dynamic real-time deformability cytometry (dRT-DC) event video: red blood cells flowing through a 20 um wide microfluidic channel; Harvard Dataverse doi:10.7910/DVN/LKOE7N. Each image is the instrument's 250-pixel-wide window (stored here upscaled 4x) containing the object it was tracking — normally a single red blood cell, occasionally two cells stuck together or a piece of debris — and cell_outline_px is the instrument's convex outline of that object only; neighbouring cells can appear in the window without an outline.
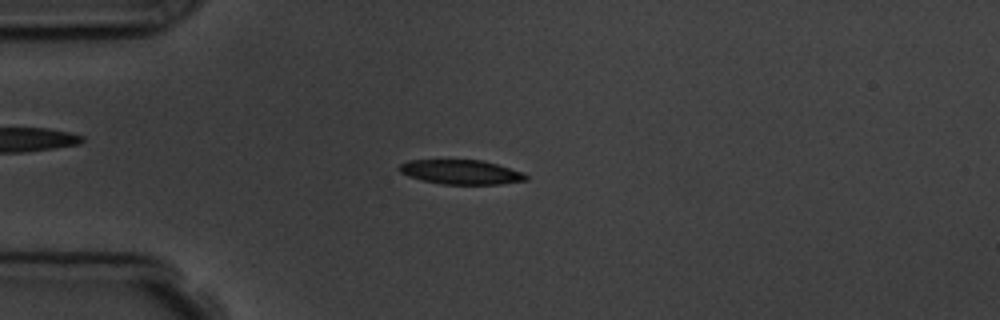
{"species": "common noctule bat (a hibernating species)", "species_latin": "Nyctalus noctula", "temperature_condition": "room temperature", "stored_images_in_passage": 7, "camera_frame_rate_fps": 3000, "um_per_image_px": 0.085, "animal": {"sex": "male", "body_mass_g": 19.5, "forearm_length_mm": 54.6}, "frame": {"image": 1, "passage_image": 4, "time_ms": 3.333, "image_size_px": [1000, 320], "cell_outline_px": [[528, 180], [500, 184], [440, 184], [408, 176], [400, 172], [396, 168], [400, 164], [408, 160], [484, 160], [524, 172], [528, 176]], "centroid_in_image_um": [39.2, 14.62], "position_along_channel_um": 45.8, "area_um2": 18.15}}
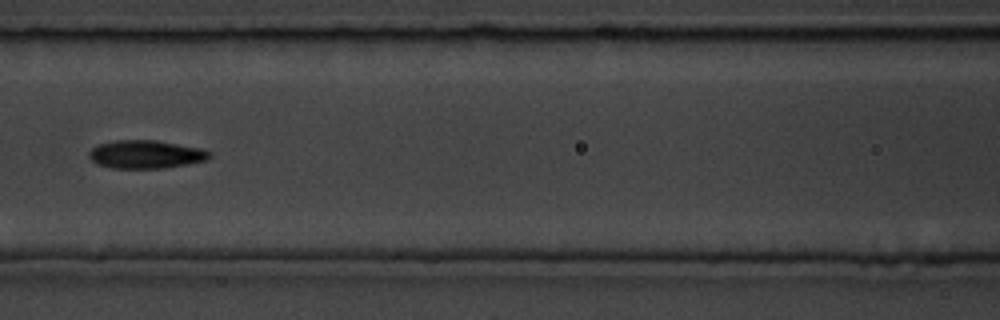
{"frame": {"image": 2, "passage_image": 7, "time_ms": 6.667, "image_size_px": [1000, 320], "cell_outline_px": [[212, 156], [208, 160], [188, 164], [164, 168], [112, 168], [96, 164], [88, 156], [88, 152], [92, 148], [100, 144], [116, 140], [156, 140], [204, 148], [212, 152]], "centroid_in_image_um": [12.45, 13.12], "position_along_channel_um": 154.2, "area_um2": 20.06}}